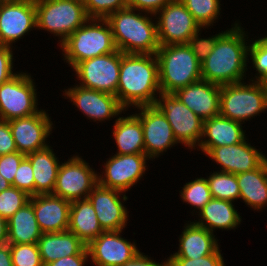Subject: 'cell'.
<instances>
[{
    "label": "cell",
    "mask_w": 267,
    "mask_h": 266,
    "mask_svg": "<svg viewBox=\"0 0 267 266\" xmlns=\"http://www.w3.org/2000/svg\"><path fill=\"white\" fill-rule=\"evenodd\" d=\"M201 28L213 26L220 15V0H180Z\"/></svg>",
    "instance_id": "obj_33"
},
{
    "label": "cell",
    "mask_w": 267,
    "mask_h": 266,
    "mask_svg": "<svg viewBox=\"0 0 267 266\" xmlns=\"http://www.w3.org/2000/svg\"><path fill=\"white\" fill-rule=\"evenodd\" d=\"M156 93V94H155ZM158 61L155 54L121 52V64L116 97L127 111L130 106L155 105L160 94Z\"/></svg>",
    "instance_id": "obj_2"
},
{
    "label": "cell",
    "mask_w": 267,
    "mask_h": 266,
    "mask_svg": "<svg viewBox=\"0 0 267 266\" xmlns=\"http://www.w3.org/2000/svg\"><path fill=\"white\" fill-rule=\"evenodd\" d=\"M236 22L217 39L213 51L201 63L203 80L222 86L243 82L247 77L249 37Z\"/></svg>",
    "instance_id": "obj_1"
},
{
    "label": "cell",
    "mask_w": 267,
    "mask_h": 266,
    "mask_svg": "<svg viewBox=\"0 0 267 266\" xmlns=\"http://www.w3.org/2000/svg\"><path fill=\"white\" fill-rule=\"evenodd\" d=\"M172 0H128V7L154 15Z\"/></svg>",
    "instance_id": "obj_45"
},
{
    "label": "cell",
    "mask_w": 267,
    "mask_h": 266,
    "mask_svg": "<svg viewBox=\"0 0 267 266\" xmlns=\"http://www.w3.org/2000/svg\"><path fill=\"white\" fill-rule=\"evenodd\" d=\"M30 197L24 191L13 186L3 190L0 192V216L8 220L29 202Z\"/></svg>",
    "instance_id": "obj_36"
},
{
    "label": "cell",
    "mask_w": 267,
    "mask_h": 266,
    "mask_svg": "<svg viewBox=\"0 0 267 266\" xmlns=\"http://www.w3.org/2000/svg\"><path fill=\"white\" fill-rule=\"evenodd\" d=\"M19 1H22V0H0V4H3V3H14V2H19Z\"/></svg>",
    "instance_id": "obj_51"
},
{
    "label": "cell",
    "mask_w": 267,
    "mask_h": 266,
    "mask_svg": "<svg viewBox=\"0 0 267 266\" xmlns=\"http://www.w3.org/2000/svg\"><path fill=\"white\" fill-rule=\"evenodd\" d=\"M212 198L235 202L240 196V189L235 174L213 171L207 178Z\"/></svg>",
    "instance_id": "obj_32"
},
{
    "label": "cell",
    "mask_w": 267,
    "mask_h": 266,
    "mask_svg": "<svg viewBox=\"0 0 267 266\" xmlns=\"http://www.w3.org/2000/svg\"><path fill=\"white\" fill-rule=\"evenodd\" d=\"M146 160L151 159L145 153L114 154L104 163V171L97 175L98 184L126 193L145 174L148 169Z\"/></svg>",
    "instance_id": "obj_13"
},
{
    "label": "cell",
    "mask_w": 267,
    "mask_h": 266,
    "mask_svg": "<svg viewBox=\"0 0 267 266\" xmlns=\"http://www.w3.org/2000/svg\"><path fill=\"white\" fill-rule=\"evenodd\" d=\"M173 94L202 120L220 113V85L201 79L178 89Z\"/></svg>",
    "instance_id": "obj_21"
},
{
    "label": "cell",
    "mask_w": 267,
    "mask_h": 266,
    "mask_svg": "<svg viewBox=\"0 0 267 266\" xmlns=\"http://www.w3.org/2000/svg\"><path fill=\"white\" fill-rule=\"evenodd\" d=\"M122 266H167V260L161 263L153 261L148 255L139 252L133 259L127 261Z\"/></svg>",
    "instance_id": "obj_47"
},
{
    "label": "cell",
    "mask_w": 267,
    "mask_h": 266,
    "mask_svg": "<svg viewBox=\"0 0 267 266\" xmlns=\"http://www.w3.org/2000/svg\"><path fill=\"white\" fill-rule=\"evenodd\" d=\"M251 44L248 47V57L252 60V67L255 68L256 74L250 81H265L267 80V35L250 40ZM253 41V42H252Z\"/></svg>",
    "instance_id": "obj_35"
},
{
    "label": "cell",
    "mask_w": 267,
    "mask_h": 266,
    "mask_svg": "<svg viewBox=\"0 0 267 266\" xmlns=\"http://www.w3.org/2000/svg\"><path fill=\"white\" fill-rule=\"evenodd\" d=\"M180 191L183 202L194 206L197 213L212 199L206 178L200 177L186 183Z\"/></svg>",
    "instance_id": "obj_34"
},
{
    "label": "cell",
    "mask_w": 267,
    "mask_h": 266,
    "mask_svg": "<svg viewBox=\"0 0 267 266\" xmlns=\"http://www.w3.org/2000/svg\"><path fill=\"white\" fill-rule=\"evenodd\" d=\"M0 266H13L9 243L0 245Z\"/></svg>",
    "instance_id": "obj_48"
},
{
    "label": "cell",
    "mask_w": 267,
    "mask_h": 266,
    "mask_svg": "<svg viewBox=\"0 0 267 266\" xmlns=\"http://www.w3.org/2000/svg\"><path fill=\"white\" fill-rule=\"evenodd\" d=\"M13 47L0 44V85L17 73L13 72Z\"/></svg>",
    "instance_id": "obj_43"
},
{
    "label": "cell",
    "mask_w": 267,
    "mask_h": 266,
    "mask_svg": "<svg viewBox=\"0 0 267 266\" xmlns=\"http://www.w3.org/2000/svg\"><path fill=\"white\" fill-rule=\"evenodd\" d=\"M220 86V115L245 123L267 110V87L263 81ZM252 117V118H251Z\"/></svg>",
    "instance_id": "obj_6"
},
{
    "label": "cell",
    "mask_w": 267,
    "mask_h": 266,
    "mask_svg": "<svg viewBox=\"0 0 267 266\" xmlns=\"http://www.w3.org/2000/svg\"><path fill=\"white\" fill-rule=\"evenodd\" d=\"M89 18L106 19L110 14L128 7V0H84Z\"/></svg>",
    "instance_id": "obj_38"
},
{
    "label": "cell",
    "mask_w": 267,
    "mask_h": 266,
    "mask_svg": "<svg viewBox=\"0 0 267 266\" xmlns=\"http://www.w3.org/2000/svg\"><path fill=\"white\" fill-rule=\"evenodd\" d=\"M43 265L63 257L78 255L87 246L71 231L42 233L37 242Z\"/></svg>",
    "instance_id": "obj_25"
},
{
    "label": "cell",
    "mask_w": 267,
    "mask_h": 266,
    "mask_svg": "<svg viewBox=\"0 0 267 266\" xmlns=\"http://www.w3.org/2000/svg\"><path fill=\"white\" fill-rule=\"evenodd\" d=\"M89 253L87 247L78 255L63 257L44 266H84L88 262Z\"/></svg>",
    "instance_id": "obj_46"
},
{
    "label": "cell",
    "mask_w": 267,
    "mask_h": 266,
    "mask_svg": "<svg viewBox=\"0 0 267 266\" xmlns=\"http://www.w3.org/2000/svg\"><path fill=\"white\" fill-rule=\"evenodd\" d=\"M26 157L18 151L0 156V174L11 184L21 161Z\"/></svg>",
    "instance_id": "obj_42"
},
{
    "label": "cell",
    "mask_w": 267,
    "mask_h": 266,
    "mask_svg": "<svg viewBox=\"0 0 267 266\" xmlns=\"http://www.w3.org/2000/svg\"><path fill=\"white\" fill-rule=\"evenodd\" d=\"M167 266H225L221 250L218 248L213 254L196 258H167Z\"/></svg>",
    "instance_id": "obj_41"
},
{
    "label": "cell",
    "mask_w": 267,
    "mask_h": 266,
    "mask_svg": "<svg viewBox=\"0 0 267 266\" xmlns=\"http://www.w3.org/2000/svg\"><path fill=\"white\" fill-rule=\"evenodd\" d=\"M13 266H44L37 243L10 244Z\"/></svg>",
    "instance_id": "obj_37"
},
{
    "label": "cell",
    "mask_w": 267,
    "mask_h": 266,
    "mask_svg": "<svg viewBox=\"0 0 267 266\" xmlns=\"http://www.w3.org/2000/svg\"><path fill=\"white\" fill-rule=\"evenodd\" d=\"M155 55L162 93H174L202 79L201 63L188 44L160 46Z\"/></svg>",
    "instance_id": "obj_5"
},
{
    "label": "cell",
    "mask_w": 267,
    "mask_h": 266,
    "mask_svg": "<svg viewBox=\"0 0 267 266\" xmlns=\"http://www.w3.org/2000/svg\"><path fill=\"white\" fill-rule=\"evenodd\" d=\"M51 148L49 145L26 155L33 168L35 195L52 194L54 191L61 163Z\"/></svg>",
    "instance_id": "obj_27"
},
{
    "label": "cell",
    "mask_w": 267,
    "mask_h": 266,
    "mask_svg": "<svg viewBox=\"0 0 267 266\" xmlns=\"http://www.w3.org/2000/svg\"><path fill=\"white\" fill-rule=\"evenodd\" d=\"M154 17L158 19L156 24L160 46L188 44L190 37L202 29L180 0H172Z\"/></svg>",
    "instance_id": "obj_12"
},
{
    "label": "cell",
    "mask_w": 267,
    "mask_h": 266,
    "mask_svg": "<svg viewBox=\"0 0 267 266\" xmlns=\"http://www.w3.org/2000/svg\"><path fill=\"white\" fill-rule=\"evenodd\" d=\"M239 199L254 210L267 207V159L256 169L236 174Z\"/></svg>",
    "instance_id": "obj_29"
},
{
    "label": "cell",
    "mask_w": 267,
    "mask_h": 266,
    "mask_svg": "<svg viewBox=\"0 0 267 266\" xmlns=\"http://www.w3.org/2000/svg\"><path fill=\"white\" fill-rule=\"evenodd\" d=\"M223 33L224 32L222 31L208 38H200L199 37V35L201 34V29H200L193 36L190 37L188 45L200 63H202L208 57V55L213 51L217 39Z\"/></svg>",
    "instance_id": "obj_40"
},
{
    "label": "cell",
    "mask_w": 267,
    "mask_h": 266,
    "mask_svg": "<svg viewBox=\"0 0 267 266\" xmlns=\"http://www.w3.org/2000/svg\"><path fill=\"white\" fill-rule=\"evenodd\" d=\"M41 235L42 232L30 201L8 219L9 244L37 243Z\"/></svg>",
    "instance_id": "obj_31"
},
{
    "label": "cell",
    "mask_w": 267,
    "mask_h": 266,
    "mask_svg": "<svg viewBox=\"0 0 267 266\" xmlns=\"http://www.w3.org/2000/svg\"><path fill=\"white\" fill-rule=\"evenodd\" d=\"M37 28L59 38V44L88 19L81 0H35Z\"/></svg>",
    "instance_id": "obj_7"
},
{
    "label": "cell",
    "mask_w": 267,
    "mask_h": 266,
    "mask_svg": "<svg viewBox=\"0 0 267 266\" xmlns=\"http://www.w3.org/2000/svg\"><path fill=\"white\" fill-rule=\"evenodd\" d=\"M16 151L18 150L10 130L9 121L0 119V156Z\"/></svg>",
    "instance_id": "obj_44"
},
{
    "label": "cell",
    "mask_w": 267,
    "mask_h": 266,
    "mask_svg": "<svg viewBox=\"0 0 267 266\" xmlns=\"http://www.w3.org/2000/svg\"><path fill=\"white\" fill-rule=\"evenodd\" d=\"M123 193L97 184L88 195L104 232L120 231L126 228L129 216L123 203L128 200V196Z\"/></svg>",
    "instance_id": "obj_17"
},
{
    "label": "cell",
    "mask_w": 267,
    "mask_h": 266,
    "mask_svg": "<svg viewBox=\"0 0 267 266\" xmlns=\"http://www.w3.org/2000/svg\"><path fill=\"white\" fill-rule=\"evenodd\" d=\"M8 220L0 216V245L8 243Z\"/></svg>",
    "instance_id": "obj_49"
},
{
    "label": "cell",
    "mask_w": 267,
    "mask_h": 266,
    "mask_svg": "<svg viewBox=\"0 0 267 266\" xmlns=\"http://www.w3.org/2000/svg\"><path fill=\"white\" fill-rule=\"evenodd\" d=\"M12 186L24 191L29 196H35L33 168L26 157L19 164Z\"/></svg>",
    "instance_id": "obj_39"
},
{
    "label": "cell",
    "mask_w": 267,
    "mask_h": 266,
    "mask_svg": "<svg viewBox=\"0 0 267 266\" xmlns=\"http://www.w3.org/2000/svg\"><path fill=\"white\" fill-rule=\"evenodd\" d=\"M29 201L42 233L68 230L71 202L52 194H37Z\"/></svg>",
    "instance_id": "obj_22"
},
{
    "label": "cell",
    "mask_w": 267,
    "mask_h": 266,
    "mask_svg": "<svg viewBox=\"0 0 267 266\" xmlns=\"http://www.w3.org/2000/svg\"><path fill=\"white\" fill-rule=\"evenodd\" d=\"M246 140L247 138L238 144L212 147L206 155L220 165L222 172L236 175L252 171L258 168L267 156Z\"/></svg>",
    "instance_id": "obj_20"
},
{
    "label": "cell",
    "mask_w": 267,
    "mask_h": 266,
    "mask_svg": "<svg viewBox=\"0 0 267 266\" xmlns=\"http://www.w3.org/2000/svg\"><path fill=\"white\" fill-rule=\"evenodd\" d=\"M157 97L155 106L166 116L175 139L190 150H195L202 138L204 120L181 103L173 93L161 92Z\"/></svg>",
    "instance_id": "obj_9"
},
{
    "label": "cell",
    "mask_w": 267,
    "mask_h": 266,
    "mask_svg": "<svg viewBox=\"0 0 267 266\" xmlns=\"http://www.w3.org/2000/svg\"><path fill=\"white\" fill-rule=\"evenodd\" d=\"M112 133L118 148L116 154L145 153L142 123L135 114L118 116Z\"/></svg>",
    "instance_id": "obj_30"
},
{
    "label": "cell",
    "mask_w": 267,
    "mask_h": 266,
    "mask_svg": "<svg viewBox=\"0 0 267 266\" xmlns=\"http://www.w3.org/2000/svg\"><path fill=\"white\" fill-rule=\"evenodd\" d=\"M144 14L126 7L106 18L117 50L126 54H156L160 47L156 20L154 23L150 17L153 14Z\"/></svg>",
    "instance_id": "obj_3"
},
{
    "label": "cell",
    "mask_w": 267,
    "mask_h": 266,
    "mask_svg": "<svg viewBox=\"0 0 267 266\" xmlns=\"http://www.w3.org/2000/svg\"><path fill=\"white\" fill-rule=\"evenodd\" d=\"M37 28L35 0L0 4V44L11 46Z\"/></svg>",
    "instance_id": "obj_19"
},
{
    "label": "cell",
    "mask_w": 267,
    "mask_h": 266,
    "mask_svg": "<svg viewBox=\"0 0 267 266\" xmlns=\"http://www.w3.org/2000/svg\"><path fill=\"white\" fill-rule=\"evenodd\" d=\"M12 186L1 174H0V192L9 189Z\"/></svg>",
    "instance_id": "obj_50"
},
{
    "label": "cell",
    "mask_w": 267,
    "mask_h": 266,
    "mask_svg": "<svg viewBox=\"0 0 267 266\" xmlns=\"http://www.w3.org/2000/svg\"><path fill=\"white\" fill-rule=\"evenodd\" d=\"M214 233L190 221L179 236V249L168 258L196 259L213 254L219 247Z\"/></svg>",
    "instance_id": "obj_24"
},
{
    "label": "cell",
    "mask_w": 267,
    "mask_h": 266,
    "mask_svg": "<svg viewBox=\"0 0 267 266\" xmlns=\"http://www.w3.org/2000/svg\"><path fill=\"white\" fill-rule=\"evenodd\" d=\"M242 124L220 114L204 120L203 134L197 149H201L206 154L212 147L233 145L244 141L246 135Z\"/></svg>",
    "instance_id": "obj_23"
},
{
    "label": "cell",
    "mask_w": 267,
    "mask_h": 266,
    "mask_svg": "<svg viewBox=\"0 0 267 266\" xmlns=\"http://www.w3.org/2000/svg\"><path fill=\"white\" fill-rule=\"evenodd\" d=\"M59 46L72 69L79 62L117 51L110 24L99 18H89Z\"/></svg>",
    "instance_id": "obj_4"
},
{
    "label": "cell",
    "mask_w": 267,
    "mask_h": 266,
    "mask_svg": "<svg viewBox=\"0 0 267 266\" xmlns=\"http://www.w3.org/2000/svg\"><path fill=\"white\" fill-rule=\"evenodd\" d=\"M121 64V52L94 57L79 62L74 68L79 85L116 95Z\"/></svg>",
    "instance_id": "obj_11"
},
{
    "label": "cell",
    "mask_w": 267,
    "mask_h": 266,
    "mask_svg": "<svg viewBox=\"0 0 267 266\" xmlns=\"http://www.w3.org/2000/svg\"><path fill=\"white\" fill-rule=\"evenodd\" d=\"M97 175L81 156L74 155L61 163L52 195L69 202L87 199L98 184Z\"/></svg>",
    "instance_id": "obj_10"
},
{
    "label": "cell",
    "mask_w": 267,
    "mask_h": 266,
    "mask_svg": "<svg viewBox=\"0 0 267 266\" xmlns=\"http://www.w3.org/2000/svg\"><path fill=\"white\" fill-rule=\"evenodd\" d=\"M68 230L73 232L86 246L104 232L88 198L71 202Z\"/></svg>",
    "instance_id": "obj_28"
},
{
    "label": "cell",
    "mask_w": 267,
    "mask_h": 266,
    "mask_svg": "<svg viewBox=\"0 0 267 266\" xmlns=\"http://www.w3.org/2000/svg\"><path fill=\"white\" fill-rule=\"evenodd\" d=\"M122 230L106 231L87 245L89 258L95 266H122L140 251L135 242L123 238Z\"/></svg>",
    "instance_id": "obj_18"
},
{
    "label": "cell",
    "mask_w": 267,
    "mask_h": 266,
    "mask_svg": "<svg viewBox=\"0 0 267 266\" xmlns=\"http://www.w3.org/2000/svg\"><path fill=\"white\" fill-rule=\"evenodd\" d=\"M65 92V93H64ZM64 97L76 106L88 119L105 121L117 118L126 111L115 95L75 85L63 91Z\"/></svg>",
    "instance_id": "obj_16"
},
{
    "label": "cell",
    "mask_w": 267,
    "mask_h": 266,
    "mask_svg": "<svg viewBox=\"0 0 267 266\" xmlns=\"http://www.w3.org/2000/svg\"><path fill=\"white\" fill-rule=\"evenodd\" d=\"M30 73L17 72L0 85V119L10 121L38 113L36 86Z\"/></svg>",
    "instance_id": "obj_8"
},
{
    "label": "cell",
    "mask_w": 267,
    "mask_h": 266,
    "mask_svg": "<svg viewBox=\"0 0 267 266\" xmlns=\"http://www.w3.org/2000/svg\"><path fill=\"white\" fill-rule=\"evenodd\" d=\"M135 115L142 123L144 151L150 159L158 158L174 145H178L166 116L155 106L137 107Z\"/></svg>",
    "instance_id": "obj_14"
},
{
    "label": "cell",
    "mask_w": 267,
    "mask_h": 266,
    "mask_svg": "<svg viewBox=\"0 0 267 266\" xmlns=\"http://www.w3.org/2000/svg\"><path fill=\"white\" fill-rule=\"evenodd\" d=\"M195 224L214 233L215 229H236L241 224V216L233 202L212 198L199 212Z\"/></svg>",
    "instance_id": "obj_26"
},
{
    "label": "cell",
    "mask_w": 267,
    "mask_h": 266,
    "mask_svg": "<svg viewBox=\"0 0 267 266\" xmlns=\"http://www.w3.org/2000/svg\"><path fill=\"white\" fill-rule=\"evenodd\" d=\"M9 125L18 152L27 155L49 146L47 138L54 127L44 109L28 117L10 120Z\"/></svg>",
    "instance_id": "obj_15"
}]
</instances>
